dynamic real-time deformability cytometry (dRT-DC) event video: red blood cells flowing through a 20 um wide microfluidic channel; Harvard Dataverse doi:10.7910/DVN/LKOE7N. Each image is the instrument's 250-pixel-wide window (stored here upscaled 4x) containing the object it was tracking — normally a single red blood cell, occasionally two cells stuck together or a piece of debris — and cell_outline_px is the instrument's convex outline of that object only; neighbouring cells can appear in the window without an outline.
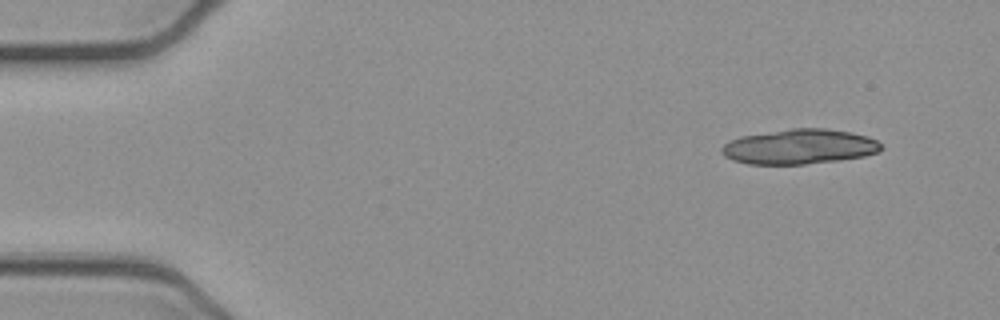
{"species": "common noctule bat (a hibernating species)", "species_latin": "Nyctalus noctula", "temperature_condition": "cold", "stored_images_in_passage": 14, "camera_frame_rate_fps": 3000, "um_per_image_px": 0.085, "animal": {"sex": "female", "body_mass_g": 21.9}, "frame": {"image": 1, "passage_image": 1, "time_ms": 0.0, "image_size_px": [1000, 320], "cell_outline_px": [[884, 148], [880, 152], [864, 156], [840, 160], [804, 164], [748, 164], [732, 160], [724, 156], [720, 152], [720, 148], [728, 140], [740, 136], [792, 128], [824, 128], [848, 132], [868, 136], [876, 140]], "centroid_in_image_um": [67.93, 12.47], "position_along_channel_um": 17.1, "area_um2": 32.66}}